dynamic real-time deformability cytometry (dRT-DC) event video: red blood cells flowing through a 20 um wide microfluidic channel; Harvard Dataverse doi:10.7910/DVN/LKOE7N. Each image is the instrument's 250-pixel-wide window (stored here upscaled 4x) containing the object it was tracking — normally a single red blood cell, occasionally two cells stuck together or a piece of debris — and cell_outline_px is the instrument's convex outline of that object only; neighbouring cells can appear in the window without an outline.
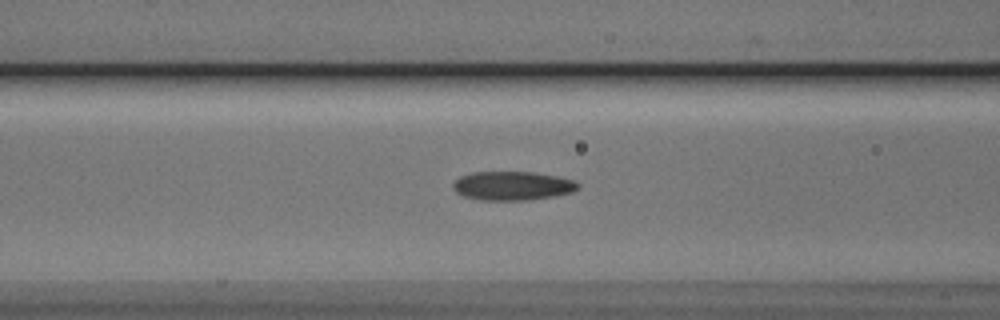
{"species": "Egyptian fruit bat (a non-hibernating species)", "species_latin": "Rousettus aegyptiacus", "temperature_condition": "cold", "stored_images_in_passage": 39, "camera_frame_rate_fps": 3000, "um_per_image_px": 0.085, "animal": {"sex": "male"}, "frame": {"image": 1, "passage_image": 7, "time_ms": 2.0, "image_size_px": [1000, 320], "cell_outline_px": [[580, 184], [572, 192], [556, 196], [532, 200], [480, 200], [464, 196], [456, 192], [452, 188], [452, 184], [460, 176], [472, 172], [532, 172], [556, 176], [572, 180]], "centroid_in_image_um": [43.53, 15.8], "position_along_channel_um": 123.1, "area_um2": 21.04}}
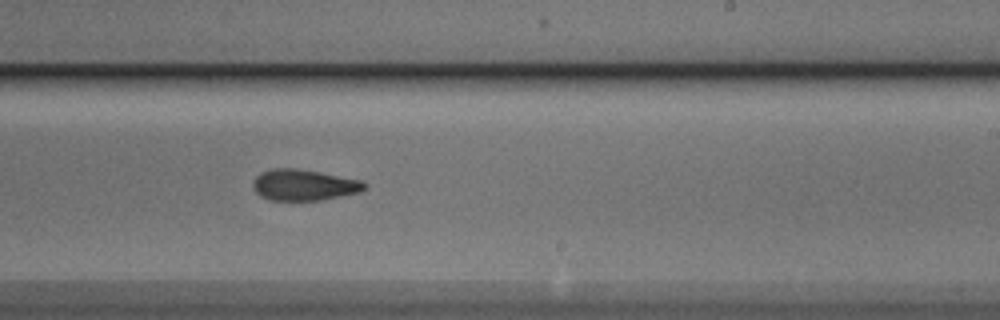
{"frame": {"image": 2, "passage_image": 18, "time_ms": 5.667, "image_size_px": [1000, 320], "cell_outline_px": [[368, 188], [360, 192], [320, 200], [268, 200], [260, 196], [252, 188], [252, 180], [260, 172], [272, 168], [296, 168], [320, 172], [360, 180], [368, 184]], "centroid_in_image_um": [25.8, 15.72], "position_along_channel_um": 263.2, "area_um2": 20.4}}
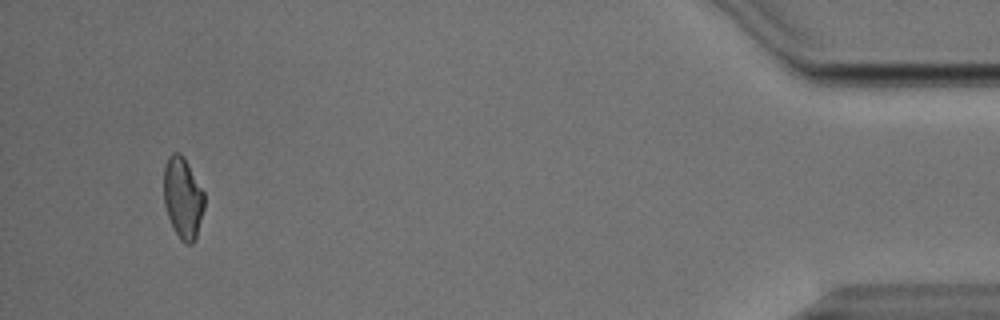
{"frame": {"image": 3, "passage_image": 36, "time_ms": 11.667, "image_size_px": [1000, 320], "cell_outline_px": [[204, 208], [196, 236], [192, 244], [184, 244], [180, 240], [168, 216], [164, 204], [164, 168], [168, 156], [172, 152], [180, 152], [184, 156], [204, 192]], "centroid_in_image_um": [15.54, 16.79], "position_along_channel_um": 419.7, "area_um2": 19.19}, "authors_computed_cell_mechanics": {"area_um2": 20.3456, "velocity_mm_per_s": 3.8319, "shape_relaxation_time_tau1_ms": 10.6478, "shape_relaxation_time_tau2_ms": 2.9463, "deformation_change_tau1": 0.2015, "deformation_change_tau2": 0.0897}}